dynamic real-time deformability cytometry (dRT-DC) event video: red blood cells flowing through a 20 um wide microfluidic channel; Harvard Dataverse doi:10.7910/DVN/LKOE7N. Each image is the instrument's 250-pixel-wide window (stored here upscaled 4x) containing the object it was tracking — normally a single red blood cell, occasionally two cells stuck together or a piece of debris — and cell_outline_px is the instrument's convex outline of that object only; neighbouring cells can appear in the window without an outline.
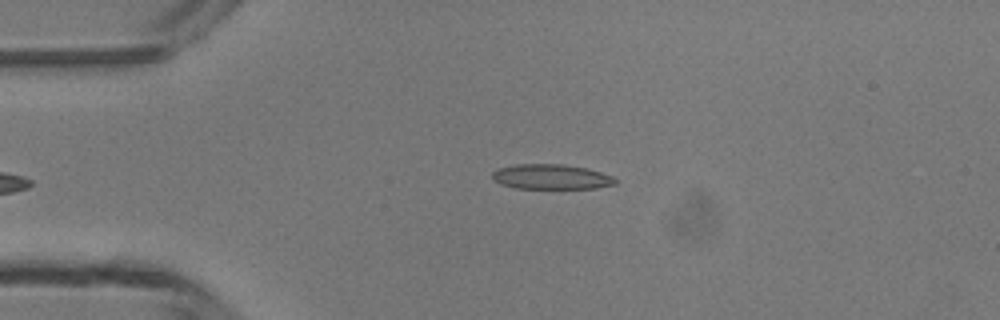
{"species": "common noctule bat (a hibernating species)", "species_latin": "Nyctalus noctula", "temperature_condition": "room temperature", "stored_images_in_passage": 4, "camera_frame_rate_fps": 3000, "um_per_image_px": 0.085, "animal": {"sex": "male", "body_mass_g": 13.3}, "frame": {"image": 1, "passage_image": 4, "time_ms": 3.333, "image_size_px": [1000, 320], "cell_outline_px": [[616, 184], [596, 188], [516, 188], [500, 184], [492, 180], [492, 172], [496, 168], [516, 164], [560, 164], [588, 168], [612, 176], [616, 180]], "centroid_in_image_um": [46.81, 15.02], "position_along_channel_um": 38.2, "area_um2": 17.98}}